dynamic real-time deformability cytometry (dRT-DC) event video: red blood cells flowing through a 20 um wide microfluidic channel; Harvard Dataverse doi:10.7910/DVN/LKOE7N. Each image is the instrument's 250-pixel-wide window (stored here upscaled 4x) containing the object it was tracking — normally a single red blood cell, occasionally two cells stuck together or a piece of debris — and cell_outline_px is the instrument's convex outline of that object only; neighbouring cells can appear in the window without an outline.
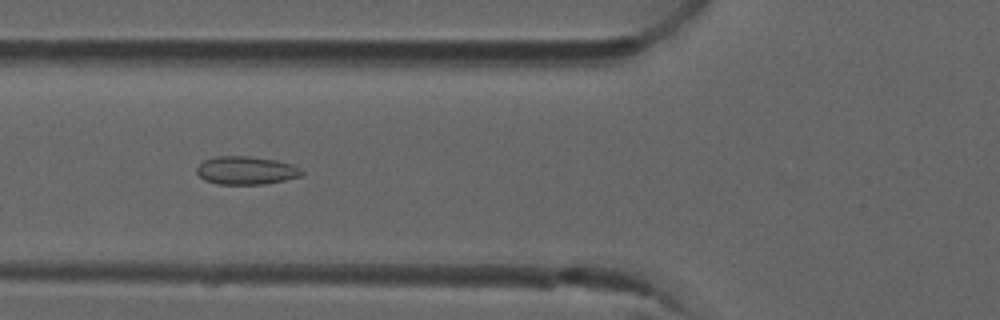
{"species": "common noctule bat (a hibernating species)", "species_latin": "Nyctalus noctula", "temperature_condition": "room temperature", "stored_images_in_passage": 4, "camera_frame_rate_fps": 3000, "um_per_image_px": 0.085, "animal": {"sex": "male", "forearm_length_mm": 52.5}, "frame": {"image": 1, "passage_image": 3, "time_ms": 0.667, "image_size_px": [1000, 320], "cell_outline_px": [[304, 172], [300, 176], [284, 180], [264, 184], [216, 184], [204, 180], [196, 172], [196, 168], [204, 160], [216, 156], [248, 156], [276, 160], [292, 164], [300, 168]], "centroid_in_image_um": [20.9, 14.48], "position_along_channel_um": 104.9, "area_um2": 17.22}}
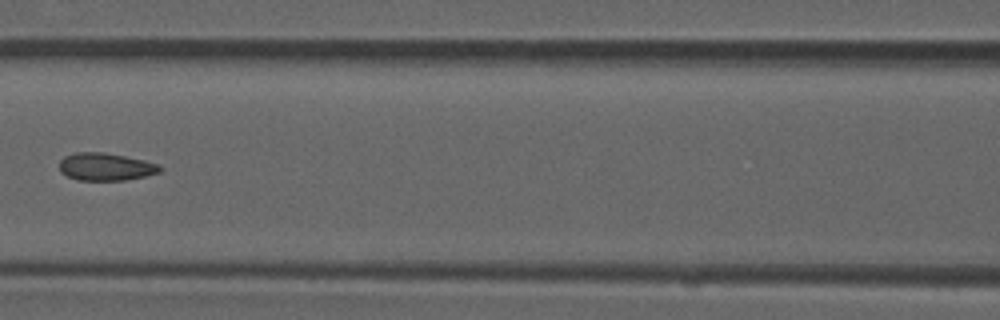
{"frame": {"image": 2, "passage_image": 4, "time_ms": 1.0, "image_size_px": [1000, 320], "cell_outline_px": [[164, 168], [160, 172], [144, 176], [124, 180], [80, 180], [68, 176], [60, 172], [60, 160], [64, 156], [76, 152], [104, 152], [144, 160], [160, 164]], "centroid_in_image_um": [9.0, 14.17], "position_along_channel_um": 157.6, "area_um2": 16.18}}